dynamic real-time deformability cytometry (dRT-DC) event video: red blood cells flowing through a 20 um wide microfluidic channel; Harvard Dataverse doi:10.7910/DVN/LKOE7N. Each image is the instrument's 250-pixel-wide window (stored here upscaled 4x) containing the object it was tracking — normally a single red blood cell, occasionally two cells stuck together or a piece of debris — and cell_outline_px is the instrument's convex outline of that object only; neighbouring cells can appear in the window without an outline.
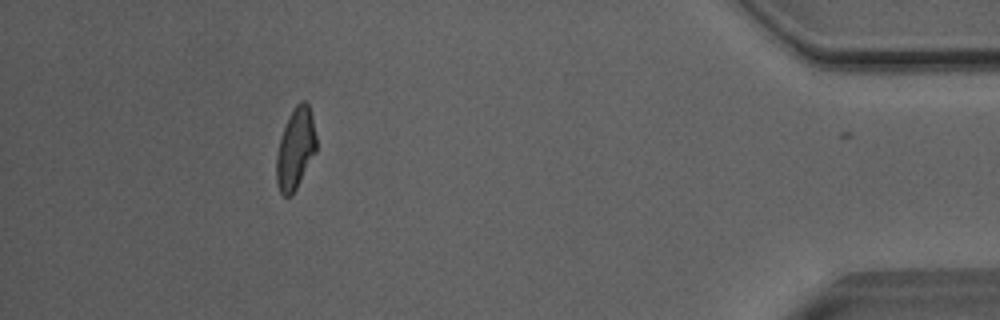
{"species": "Egyptian fruit bat (a non-hibernating species)", "species_latin": "Rousettus aegyptiacus", "temperature_condition": "room temperature", "stored_images_in_passage": 33, "camera_frame_rate_fps": 3000, "um_per_image_px": 0.085, "animal": {"sex": "male"}, "frame": {"image": 1, "passage_image": 32, "time_ms": 10.333, "image_size_px": [1000, 320], "cell_outline_px": [[316, 152], [292, 196], [284, 196], [280, 192], [276, 180], [276, 156], [280, 140], [284, 128], [296, 104], [300, 100], [304, 100], [308, 104], [312, 116], [316, 136]], "centroid_in_image_um": [25.12, 12.66], "position_along_channel_um": 410.1, "area_um2": 18.67}, "authors_computed_cell_mechanics": {"area_um2": 19.5364, "velocity_mm_per_s": 4.0768, "shape_relaxation_time_tau1_ms": 5.7405, "shape_relaxation_time_tau2_ms": 3.3816, "deformation_change_tau1": 0.1805, "deformation_change_tau2": 0.1002}}